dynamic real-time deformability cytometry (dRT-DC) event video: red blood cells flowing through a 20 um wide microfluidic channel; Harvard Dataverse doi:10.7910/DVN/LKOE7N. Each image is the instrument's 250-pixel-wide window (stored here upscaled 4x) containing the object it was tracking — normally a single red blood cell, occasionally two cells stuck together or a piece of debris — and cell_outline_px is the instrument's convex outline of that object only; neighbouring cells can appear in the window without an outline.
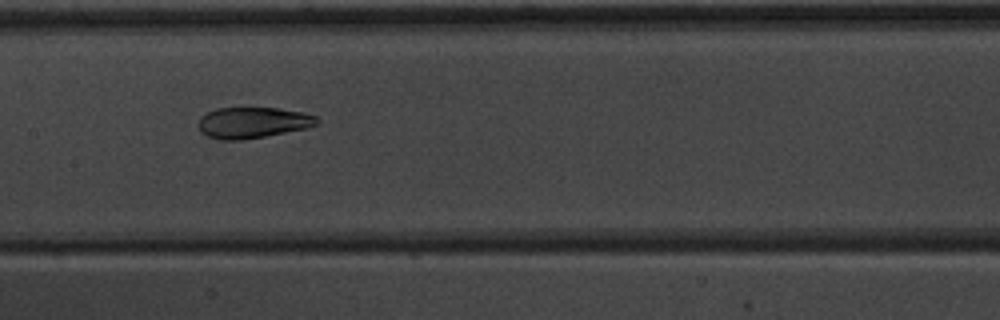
{"species": "common noctule bat (a hibernating species)", "species_latin": "Nyctalus noctula", "temperature_condition": "warm", "stored_images_in_passage": 38, "camera_frame_rate_fps": 3000, "um_per_image_px": 0.085, "animal": {"sex": "male", "body_mass_g": 20.1, "forearm_length_mm": 53.5}, "frame": {"image": 1, "passage_image": 13, "time_ms": 4.0, "image_size_px": [1000, 320], "cell_outline_px": [[320, 124], [308, 128], [244, 140], [220, 140], [208, 136], [200, 132], [200, 116], [216, 108], [276, 108], [304, 112], [316, 116], [320, 120]], "centroid_in_image_um": [21.53, 10.42], "position_along_channel_um": 185.9, "area_um2": 21.56}}
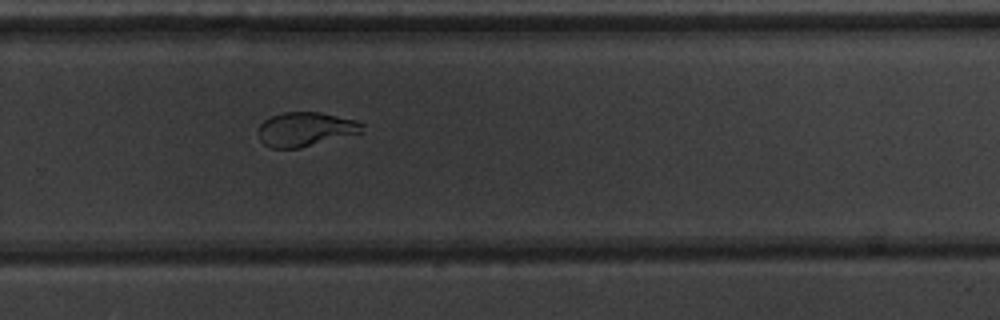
{"frame": {"image": 2, "passage_image": 22, "time_ms": 7.0, "image_size_px": [1000, 320], "cell_outline_px": [[364, 124], [360, 132], [300, 148], [272, 148], [264, 144], [260, 140], [256, 132], [260, 124], [264, 120], [272, 116], [284, 112], [320, 112], [356, 120]], "centroid_in_image_um": [25.9, 10.98], "position_along_channel_um": 303.9, "area_um2": 20.52}}
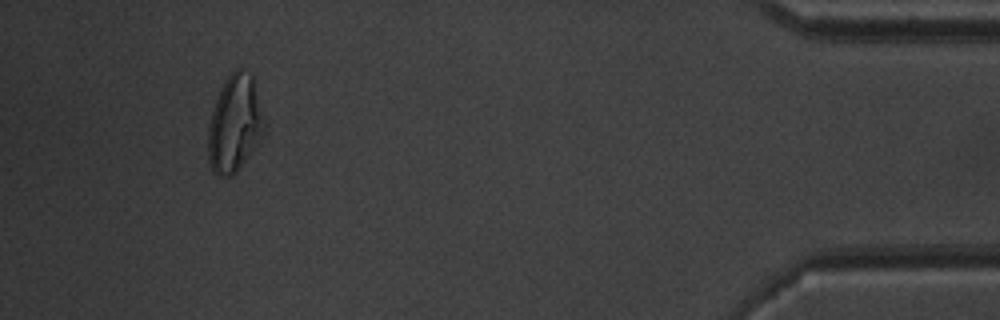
{"frame": {"image": 3, "passage_image": 35, "time_ms": 11.333, "image_size_px": [1000, 320], "cell_outline_px": [[268, 124], [264, 136], [252, 152], [236, 172], [232, 176], [220, 176], [212, 172], [208, 160], [208, 128], [212, 112], [220, 88], [224, 80], [236, 68], [240, 68], [252, 76]], "centroid_in_image_um": [19.99, 10.53], "position_along_channel_um": 415.2, "area_um2": 32.25}, "authors_computed_cell_mechanics": {"area_um2": 22.6865, "velocity_mm_per_s": 3.9462, "shape_relaxation_time_tau1_ms": 5.9204, "shape_relaxation_time_tau2_ms": 1.3225, "deformation_change_tau1": 0.2111, "deformation_change_tau2": 0.0563}}